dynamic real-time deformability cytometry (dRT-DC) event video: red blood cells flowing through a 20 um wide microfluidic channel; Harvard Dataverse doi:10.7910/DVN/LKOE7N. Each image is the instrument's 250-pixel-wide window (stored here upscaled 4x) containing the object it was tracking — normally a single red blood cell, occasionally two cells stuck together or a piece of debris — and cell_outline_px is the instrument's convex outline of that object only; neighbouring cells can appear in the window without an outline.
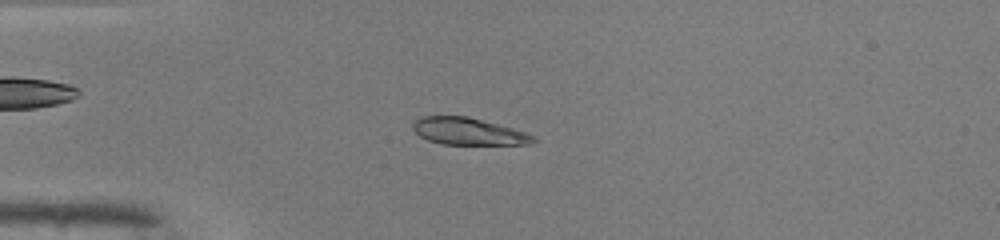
{"species": "common noctule bat (a hibernating species)", "species_latin": "Nyctalus noctula", "temperature_condition": "warm", "stored_images_in_passage": 49, "camera_frame_rate_fps": 3000, "um_per_image_px": 0.085, "animal": {"sex": "male", "body_mass_g": 19.0, "forearm_length_mm": 50.8}, "frame": {"image": 1, "passage_image": 13, "time_ms": 4.0, "image_size_px": [1000, 240], "cell_outline_px": [[540, 140], [528, 144], [440, 144], [428, 140], [420, 136], [412, 128], [412, 124], [420, 116], [468, 116], [512, 128], [536, 136]], "centroid_in_image_um": [39.81, 11.17], "position_along_channel_um": 45.2, "area_um2": 18.96}}
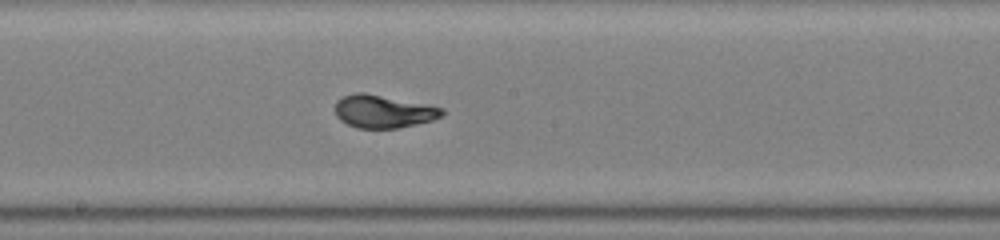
{"frame": {"image": 2, "passage_image": 27, "time_ms": 8.667, "image_size_px": [1000, 240], "cell_outline_px": [[444, 112], [440, 116], [432, 120], [416, 124], [396, 128], [356, 128], [340, 120], [336, 116], [336, 100], [344, 96], [356, 92], [364, 92], [444, 108]], "centroid_in_image_um": [32.55, 9.47], "position_along_channel_um": 215.7, "area_um2": 20.23}}
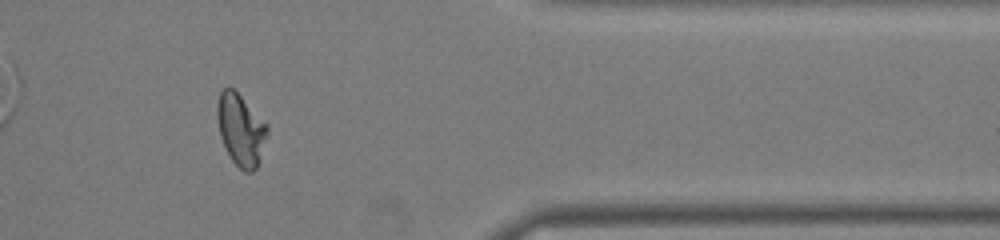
{"frame": {"image": 3, "passage_image": 41, "time_ms": 13.333, "image_size_px": [1000, 240], "cell_outline_px": [[268, 132], [260, 160], [256, 168], [252, 172], [244, 172], [232, 160], [220, 136], [216, 116], [216, 104], [220, 92], [224, 88], [232, 88], [268, 124]], "centroid_in_image_um": [20.47, 11.03], "position_along_channel_um": 390.9, "area_um2": 20.81}, "authors_computed_cell_mechanics": {"area_um2": 20.6924, "velocity_mm_per_s": 4.1319, "shape_relaxation_time_tau1_ms": 4.7119, "shape_relaxation_time_tau2_ms": null, "deformation_change_tau1": 0.2219, "deformation_change_tau2": null}}